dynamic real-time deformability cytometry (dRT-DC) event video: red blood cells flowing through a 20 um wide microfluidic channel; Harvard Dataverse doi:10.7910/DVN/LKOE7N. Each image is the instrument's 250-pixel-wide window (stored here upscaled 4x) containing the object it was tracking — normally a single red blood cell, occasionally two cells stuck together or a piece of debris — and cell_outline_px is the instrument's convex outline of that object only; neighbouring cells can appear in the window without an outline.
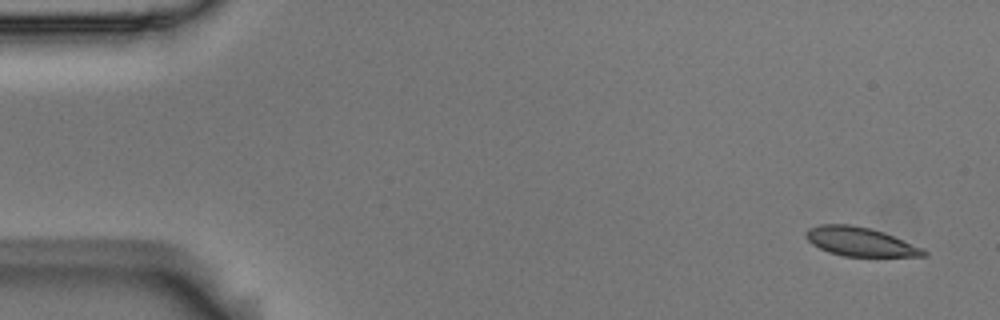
{"species": "Egyptian fruit bat (a non-hibernating species)", "species_latin": "Rousettus aegyptiacus", "temperature_condition": "room temperature", "stored_images_in_passage": 12, "camera_frame_rate_fps": 3000, "um_per_image_px": 0.085, "animal": {"sex": "male"}, "frame": {"image": 1, "passage_image": 1, "time_ms": 0.0, "image_size_px": [1000, 320], "cell_outline_px": [[928, 256], [844, 256], [828, 252], [812, 244], [804, 236], [804, 232], [808, 228], [820, 224], [848, 224], [872, 228], [884, 232], [924, 248], [928, 252]], "centroid_in_image_um": [73.11, 20.53], "position_along_channel_um": 11.9, "area_um2": 20.0}}
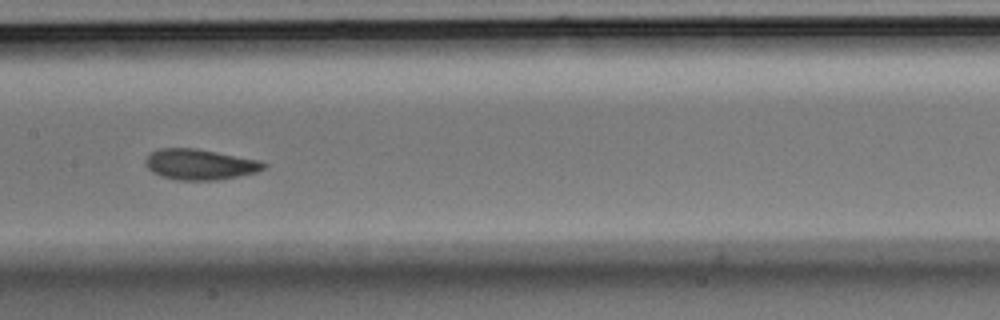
{"frame": {"image": 2, "passage_image": 7, "time_ms": 2.0, "image_size_px": [1000, 320], "cell_outline_px": [[268, 164], [264, 168], [256, 172], [216, 180], [176, 180], [160, 176], [152, 172], [144, 164], [144, 160], [156, 148], [196, 148], [260, 160]], "centroid_in_image_um": [16.95, 13.97], "position_along_channel_um": 190.4, "area_um2": 21.15}}
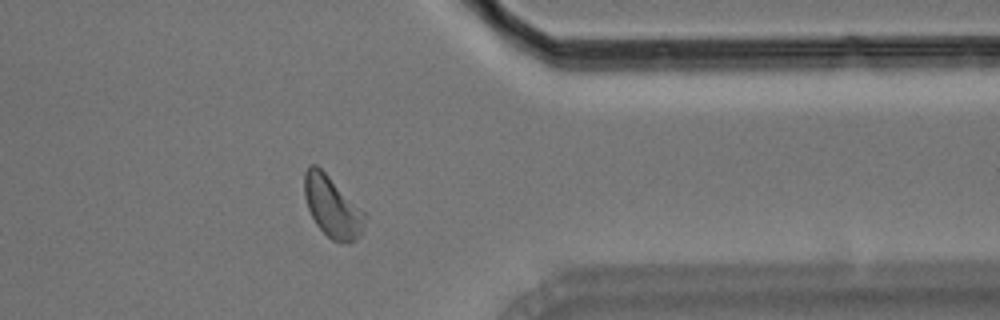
{"frame": {"image": 3, "passage_image": 12, "time_ms": 3.667, "image_size_px": [1000, 320], "cell_outline_px": [[368, 216], [360, 236], [348, 244], [332, 240], [316, 224], [308, 208], [304, 196], [304, 172], [308, 164], [316, 164], [368, 212]], "centroid_in_image_um": [28.29, 17.56], "position_along_channel_um": 383.1, "area_um2": 22.02}}